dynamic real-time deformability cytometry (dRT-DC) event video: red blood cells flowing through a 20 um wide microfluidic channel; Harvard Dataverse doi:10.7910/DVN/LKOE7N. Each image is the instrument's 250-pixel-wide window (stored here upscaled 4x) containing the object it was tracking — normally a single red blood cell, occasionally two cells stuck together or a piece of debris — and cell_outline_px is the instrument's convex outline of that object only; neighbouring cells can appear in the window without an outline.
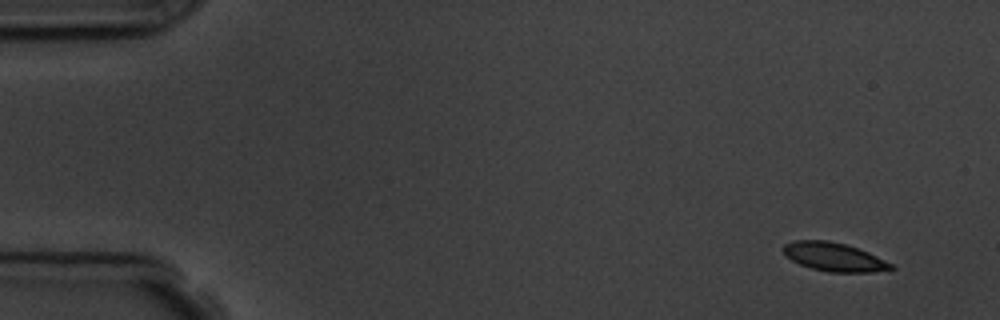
{"species": "common noctule bat (a hibernating species)", "species_latin": "Nyctalus noctula", "temperature_condition": "room temperature", "stored_images_in_passage": 6, "camera_frame_rate_fps": 3000, "um_per_image_px": 0.085, "animal": {"sex": "male", "body_mass_g": 19.5, "forearm_length_mm": 54.6}, "frame": {"image": 1, "passage_image": 1, "time_ms": 0.0, "image_size_px": [1000, 320], "cell_outline_px": [[896, 268], [872, 272], [828, 272], [812, 268], [800, 264], [784, 256], [780, 248], [784, 244], [792, 240], [828, 240], [844, 244], [868, 252], [892, 264]], "centroid_in_image_um": [70.82, 21.83], "position_along_channel_um": 14.2, "area_um2": 17.98}}